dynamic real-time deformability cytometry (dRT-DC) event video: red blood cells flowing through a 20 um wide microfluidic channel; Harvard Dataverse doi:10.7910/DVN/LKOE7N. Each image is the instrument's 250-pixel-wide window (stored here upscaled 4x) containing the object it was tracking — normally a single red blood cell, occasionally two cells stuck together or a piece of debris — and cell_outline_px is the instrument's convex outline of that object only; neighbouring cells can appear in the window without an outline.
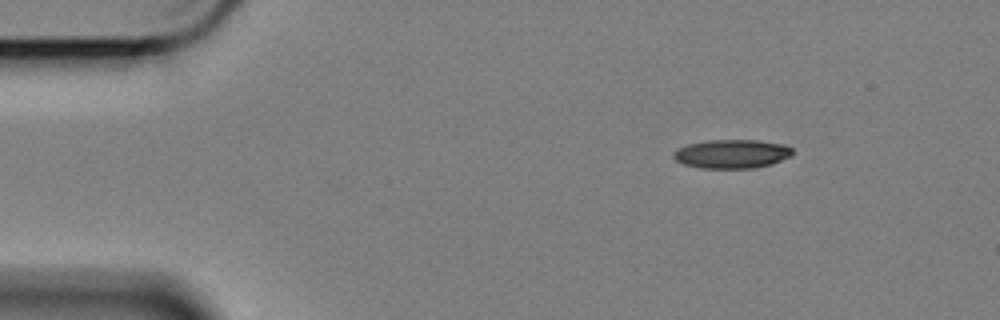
{"species": "Egyptian fruit bat (a non-hibernating species)", "species_latin": "Rousettus aegyptiacus", "temperature_condition": "cold", "stored_images_in_passage": 39, "camera_frame_rate_fps": 3000, "um_per_image_px": 0.085, "animal": {"sex": "female"}, "frame": {"image": 1, "passage_image": 1, "time_ms": 0.0, "image_size_px": [1000, 320], "cell_outline_px": [[792, 156], [772, 164], [752, 168], [700, 168], [684, 164], [676, 160], [672, 156], [672, 152], [676, 148], [688, 144], [708, 140], [756, 140], [784, 144], [792, 148]], "centroid_in_image_um": [62.19, 13.08], "position_along_channel_um": 22.8, "area_um2": 20.11}}
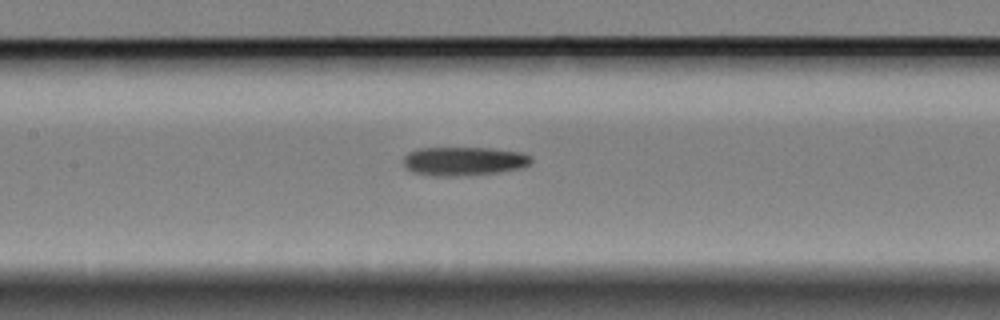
{"frame": {"image": 2, "passage_image": 20, "time_ms": 6.333, "image_size_px": [1000, 320], "cell_outline_px": [[532, 160], [528, 164], [520, 168], [496, 172], [452, 176], [436, 176], [412, 172], [404, 168], [404, 156], [408, 152], [416, 148], [492, 148], [520, 152], [532, 156]], "centroid_in_image_um": [39.37, 13.68], "position_along_channel_um": 168.0, "area_um2": 21.33}}
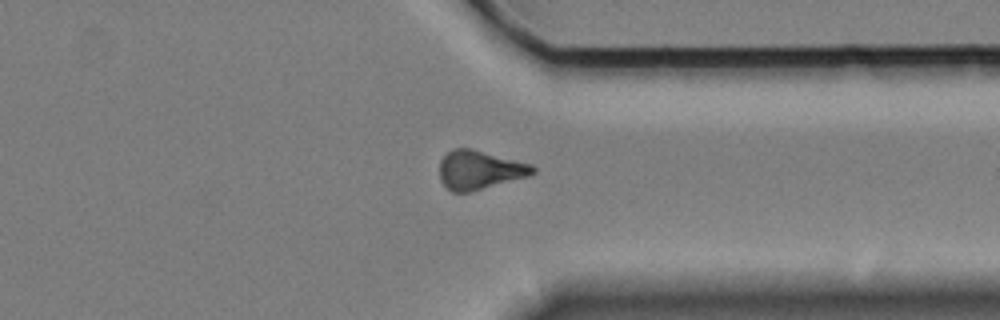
{"frame": {"image": 3, "passage_image": 38, "time_ms": 12.333, "image_size_px": [1000, 320], "cell_outline_px": [[536, 172], [528, 176], [468, 192], [452, 192], [440, 180], [440, 160], [452, 148], [472, 148], [532, 164], [536, 168]], "centroid_in_image_um": [40.76, 14.42], "position_along_channel_um": 370.6, "area_um2": 20.98}}